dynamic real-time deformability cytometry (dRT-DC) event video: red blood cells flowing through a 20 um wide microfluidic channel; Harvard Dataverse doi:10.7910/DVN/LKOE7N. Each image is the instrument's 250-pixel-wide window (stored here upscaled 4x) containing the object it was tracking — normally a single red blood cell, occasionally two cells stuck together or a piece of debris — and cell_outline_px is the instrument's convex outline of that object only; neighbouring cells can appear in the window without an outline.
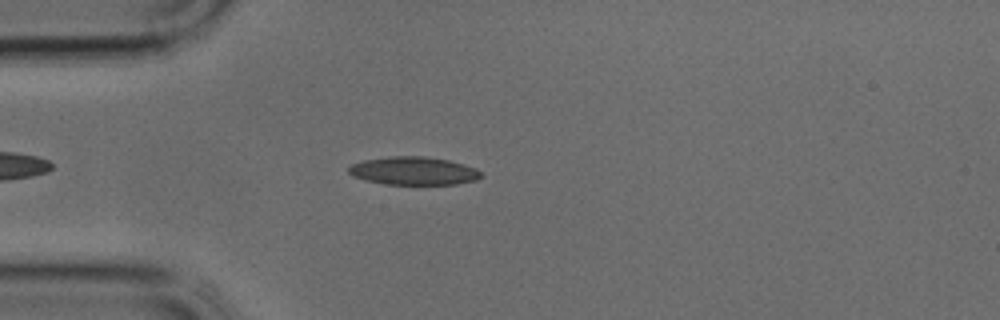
{"species": "common noctule bat (a hibernating species)", "species_latin": "Nyctalus noctula", "temperature_condition": "cold", "stored_images_in_passage": 34, "camera_frame_rate_fps": 3000, "um_per_image_px": 0.085, "animal": {"sex": "male", "body_mass_g": 17.9, "forearm_length_mm": 54.2}, "frame": {"image": 1, "passage_image": 6, "time_ms": 1.667, "image_size_px": [1000, 320], "cell_outline_px": [[484, 176], [476, 180], [456, 184], [384, 184], [364, 180], [352, 176], [348, 172], [348, 168], [352, 164], [364, 160], [388, 156], [424, 156], [448, 160], [464, 164], [476, 168]], "centroid_in_image_um": [35.15, 14.52], "position_along_channel_um": 49.8, "area_um2": 21.79}}
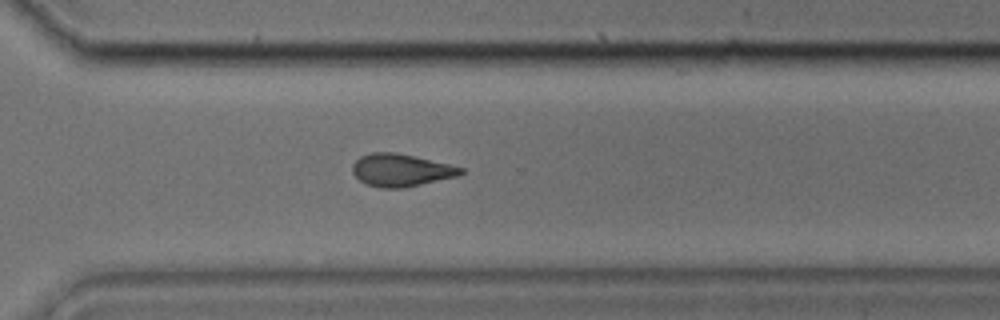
{"frame": {"image": 2, "passage_image": 23, "time_ms": 7.333, "image_size_px": [1000, 320], "cell_outline_px": [[464, 172], [460, 176], [404, 188], [380, 188], [368, 184], [360, 180], [352, 172], [352, 164], [360, 156], [372, 152], [392, 152], [412, 156], [448, 164], [464, 168]], "centroid_in_image_um": [34.09, 14.47], "position_along_channel_um": 336.5, "area_um2": 20.46}}
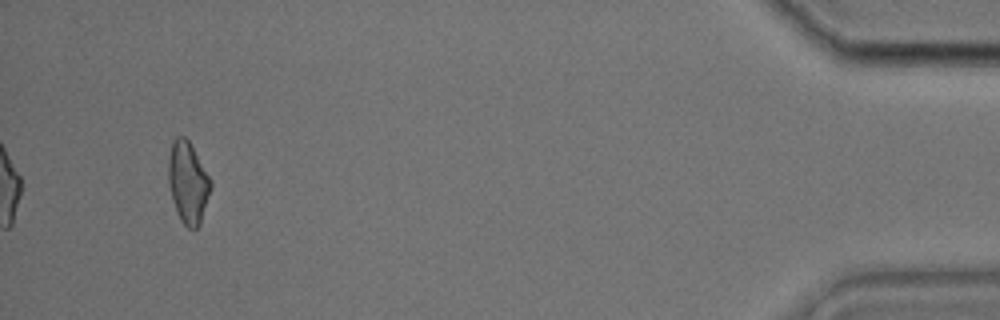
{"frame": {"image": 3, "passage_image": 32, "time_ms": 10.333, "image_size_px": [1000, 320], "cell_outline_px": [[212, 188], [200, 224], [196, 228], [188, 228], [180, 220], [176, 212], [172, 200], [168, 184], [168, 156], [172, 140], [176, 136], [184, 136], [188, 140], [212, 180]], "centroid_in_image_um": [15.97, 15.51], "position_along_channel_um": 419.2, "area_um2": 20.4}}